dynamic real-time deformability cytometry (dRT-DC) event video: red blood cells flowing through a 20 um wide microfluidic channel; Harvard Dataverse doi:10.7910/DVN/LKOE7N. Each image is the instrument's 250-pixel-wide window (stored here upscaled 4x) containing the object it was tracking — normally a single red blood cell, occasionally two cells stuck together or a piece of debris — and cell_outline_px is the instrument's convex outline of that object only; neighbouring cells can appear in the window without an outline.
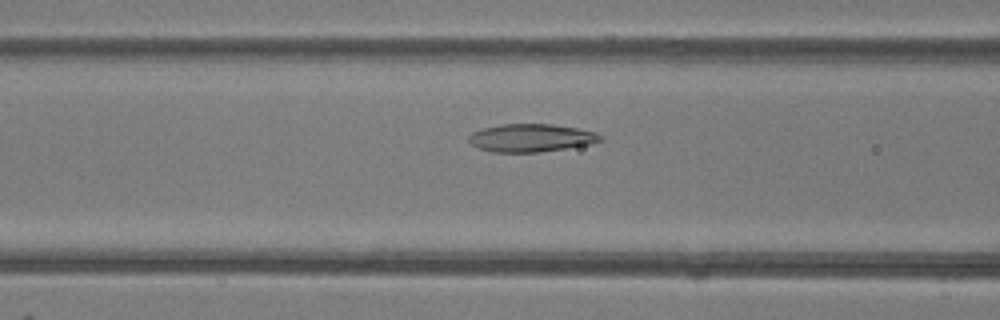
{"species": "common noctule bat (a hibernating species)", "species_latin": "Nyctalus noctula", "temperature_condition": "room temperature", "stored_images_in_passage": 50, "camera_frame_rate_fps": 3000, "um_per_image_px": 0.085, "animal": {"sex": "female"}, "frame": {"image": 1, "passage_image": 20, "time_ms": 6.333, "image_size_px": [1000, 320], "cell_outline_px": [[604, 140], [592, 144], [540, 152], [492, 152], [476, 148], [468, 140], [468, 136], [472, 132], [484, 128], [500, 124], [552, 124], [576, 128], [596, 132], [604, 136]], "centroid_in_image_um": [45.16, 11.72], "position_along_channel_um": 121.4, "area_um2": 21.62}}
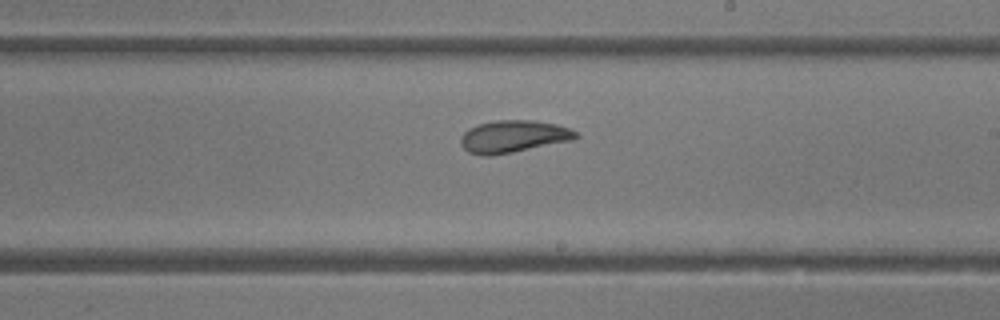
{"frame": {"image": 2, "passage_image": 29, "time_ms": 9.333, "image_size_px": [1000, 320], "cell_outline_px": [[580, 136], [572, 140], [512, 152], [488, 156], [480, 156], [468, 152], [460, 144], [460, 136], [468, 128], [480, 124], [496, 120], [532, 120], [556, 124], [568, 128], [576, 132]], "centroid_in_image_um": [43.59, 11.6], "position_along_channel_um": 245.4, "area_um2": 21.56}}
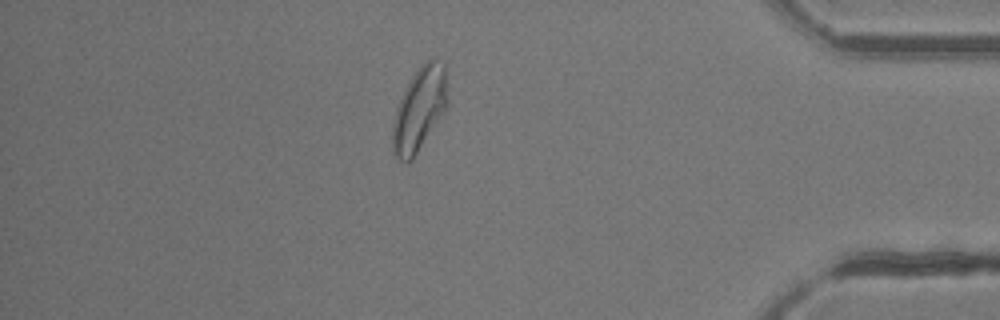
{"frame": {"image": 3, "passage_image": 43, "time_ms": 14.0, "image_size_px": [1000, 320], "cell_outline_px": [[448, 104], [412, 160], [408, 164], [396, 160], [392, 152], [392, 124], [396, 108], [412, 76], [420, 64], [436, 56], [444, 64], [448, 100]], "centroid_in_image_um": [35.62, 9.3], "position_along_channel_um": 399.6, "area_um2": 26.76}, "authors_computed_cell_mechanics": {"area_um2": 23.7269, "velocity_mm_per_s": 4.1276, "shape_relaxation_time_tau1_ms": 5.4178, "shape_relaxation_time_tau2_ms": 1.5856, "deformation_change_tau1": 0.1563, "deformation_change_tau2": 0.0755}}